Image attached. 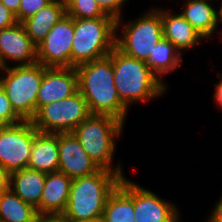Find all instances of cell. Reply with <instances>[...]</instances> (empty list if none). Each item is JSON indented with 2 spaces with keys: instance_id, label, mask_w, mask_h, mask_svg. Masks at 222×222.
<instances>
[{
  "instance_id": "1",
  "label": "cell",
  "mask_w": 222,
  "mask_h": 222,
  "mask_svg": "<svg viewBox=\"0 0 222 222\" xmlns=\"http://www.w3.org/2000/svg\"><path fill=\"white\" fill-rule=\"evenodd\" d=\"M77 86L87 103L90 114L109 115L124 124L128 108L118 96L112 65V51L109 55L75 67Z\"/></svg>"
},
{
  "instance_id": "2",
  "label": "cell",
  "mask_w": 222,
  "mask_h": 222,
  "mask_svg": "<svg viewBox=\"0 0 222 222\" xmlns=\"http://www.w3.org/2000/svg\"><path fill=\"white\" fill-rule=\"evenodd\" d=\"M112 65L118 96L128 109L134 103L148 102L167 93V83L151 71L146 61L128 56L116 46L112 50Z\"/></svg>"
},
{
  "instance_id": "3",
  "label": "cell",
  "mask_w": 222,
  "mask_h": 222,
  "mask_svg": "<svg viewBox=\"0 0 222 222\" xmlns=\"http://www.w3.org/2000/svg\"><path fill=\"white\" fill-rule=\"evenodd\" d=\"M121 179L119 174L107 169L72 179L69 200L62 216L68 222L102 218L106 201Z\"/></svg>"
},
{
  "instance_id": "4",
  "label": "cell",
  "mask_w": 222,
  "mask_h": 222,
  "mask_svg": "<svg viewBox=\"0 0 222 222\" xmlns=\"http://www.w3.org/2000/svg\"><path fill=\"white\" fill-rule=\"evenodd\" d=\"M123 129L124 123L114 117L90 114L73 130V134L100 169L116 172L123 178L122 164L113 162L116 140L122 136Z\"/></svg>"
},
{
  "instance_id": "5",
  "label": "cell",
  "mask_w": 222,
  "mask_h": 222,
  "mask_svg": "<svg viewBox=\"0 0 222 222\" xmlns=\"http://www.w3.org/2000/svg\"><path fill=\"white\" fill-rule=\"evenodd\" d=\"M116 20L113 17L74 18L71 67L103 58L115 47Z\"/></svg>"
},
{
  "instance_id": "6",
  "label": "cell",
  "mask_w": 222,
  "mask_h": 222,
  "mask_svg": "<svg viewBox=\"0 0 222 222\" xmlns=\"http://www.w3.org/2000/svg\"><path fill=\"white\" fill-rule=\"evenodd\" d=\"M44 72L45 66L38 62L0 69V85L12 108L23 120L31 121L37 113V94Z\"/></svg>"
},
{
  "instance_id": "7",
  "label": "cell",
  "mask_w": 222,
  "mask_h": 222,
  "mask_svg": "<svg viewBox=\"0 0 222 222\" xmlns=\"http://www.w3.org/2000/svg\"><path fill=\"white\" fill-rule=\"evenodd\" d=\"M122 19L116 20L115 46L128 56L147 61L154 45L163 39L161 8L153 7L128 22Z\"/></svg>"
},
{
  "instance_id": "8",
  "label": "cell",
  "mask_w": 222,
  "mask_h": 222,
  "mask_svg": "<svg viewBox=\"0 0 222 222\" xmlns=\"http://www.w3.org/2000/svg\"><path fill=\"white\" fill-rule=\"evenodd\" d=\"M87 103L77 90L60 101L43 105L31 120L42 133H67L73 130L88 116Z\"/></svg>"
},
{
  "instance_id": "9",
  "label": "cell",
  "mask_w": 222,
  "mask_h": 222,
  "mask_svg": "<svg viewBox=\"0 0 222 222\" xmlns=\"http://www.w3.org/2000/svg\"><path fill=\"white\" fill-rule=\"evenodd\" d=\"M35 127L32 121L23 120L0 130V165L10 173L28 168Z\"/></svg>"
},
{
  "instance_id": "10",
  "label": "cell",
  "mask_w": 222,
  "mask_h": 222,
  "mask_svg": "<svg viewBox=\"0 0 222 222\" xmlns=\"http://www.w3.org/2000/svg\"><path fill=\"white\" fill-rule=\"evenodd\" d=\"M74 18L65 14L36 46L37 62L45 67H71Z\"/></svg>"
},
{
  "instance_id": "11",
  "label": "cell",
  "mask_w": 222,
  "mask_h": 222,
  "mask_svg": "<svg viewBox=\"0 0 222 222\" xmlns=\"http://www.w3.org/2000/svg\"><path fill=\"white\" fill-rule=\"evenodd\" d=\"M14 65H30L37 62V48L27 35L24 25L17 22L0 30V69Z\"/></svg>"
},
{
  "instance_id": "12",
  "label": "cell",
  "mask_w": 222,
  "mask_h": 222,
  "mask_svg": "<svg viewBox=\"0 0 222 222\" xmlns=\"http://www.w3.org/2000/svg\"><path fill=\"white\" fill-rule=\"evenodd\" d=\"M59 169L71 179L89 176L100 170L73 132L58 133Z\"/></svg>"
},
{
  "instance_id": "13",
  "label": "cell",
  "mask_w": 222,
  "mask_h": 222,
  "mask_svg": "<svg viewBox=\"0 0 222 222\" xmlns=\"http://www.w3.org/2000/svg\"><path fill=\"white\" fill-rule=\"evenodd\" d=\"M174 202L162 199L134 181L135 222H182Z\"/></svg>"
},
{
  "instance_id": "14",
  "label": "cell",
  "mask_w": 222,
  "mask_h": 222,
  "mask_svg": "<svg viewBox=\"0 0 222 222\" xmlns=\"http://www.w3.org/2000/svg\"><path fill=\"white\" fill-rule=\"evenodd\" d=\"M78 90L75 67H45L37 94V111L45 104L60 101Z\"/></svg>"
},
{
  "instance_id": "15",
  "label": "cell",
  "mask_w": 222,
  "mask_h": 222,
  "mask_svg": "<svg viewBox=\"0 0 222 222\" xmlns=\"http://www.w3.org/2000/svg\"><path fill=\"white\" fill-rule=\"evenodd\" d=\"M71 183L72 179L61 171L46 174L37 214L62 216L69 200Z\"/></svg>"
},
{
  "instance_id": "16",
  "label": "cell",
  "mask_w": 222,
  "mask_h": 222,
  "mask_svg": "<svg viewBox=\"0 0 222 222\" xmlns=\"http://www.w3.org/2000/svg\"><path fill=\"white\" fill-rule=\"evenodd\" d=\"M165 9H161L163 38L171 42L181 55L203 41L201 34L179 12Z\"/></svg>"
},
{
  "instance_id": "17",
  "label": "cell",
  "mask_w": 222,
  "mask_h": 222,
  "mask_svg": "<svg viewBox=\"0 0 222 222\" xmlns=\"http://www.w3.org/2000/svg\"><path fill=\"white\" fill-rule=\"evenodd\" d=\"M103 222H135L134 180L125 176L109 195L102 214Z\"/></svg>"
},
{
  "instance_id": "18",
  "label": "cell",
  "mask_w": 222,
  "mask_h": 222,
  "mask_svg": "<svg viewBox=\"0 0 222 222\" xmlns=\"http://www.w3.org/2000/svg\"><path fill=\"white\" fill-rule=\"evenodd\" d=\"M28 168L46 174L58 171V133H42L35 128Z\"/></svg>"
},
{
  "instance_id": "19",
  "label": "cell",
  "mask_w": 222,
  "mask_h": 222,
  "mask_svg": "<svg viewBox=\"0 0 222 222\" xmlns=\"http://www.w3.org/2000/svg\"><path fill=\"white\" fill-rule=\"evenodd\" d=\"M183 1L185 2L180 14L205 40H209L216 32L220 33L221 38V31H217V8L211 4L212 0Z\"/></svg>"
},
{
  "instance_id": "20",
  "label": "cell",
  "mask_w": 222,
  "mask_h": 222,
  "mask_svg": "<svg viewBox=\"0 0 222 222\" xmlns=\"http://www.w3.org/2000/svg\"><path fill=\"white\" fill-rule=\"evenodd\" d=\"M65 14V0H53L33 16L24 20L22 24L31 41L37 46Z\"/></svg>"
},
{
  "instance_id": "21",
  "label": "cell",
  "mask_w": 222,
  "mask_h": 222,
  "mask_svg": "<svg viewBox=\"0 0 222 222\" xmlns=\"http://www.w3.org/2000/svg\"><path fill=\"white\" fill-rule=\"evenodd\" d=\"M46 173L23 168L10 173V189L35 209L40 205Z\"/></svg>"
},
{
  "instance_id": "22",
  "label": "cell",
  "mask_w": 222,
  "mask_h": 222,
  "mask_svg": "<svg viewBox=\"0 0 222 222\" xmlns=\"http://www.w3.org/2000/svg\"><path fill=\"white\" fill-rule=\"evenodd\" d=\"M182 58L183 56L175 46L163 38L154 45L146 63L151 68V71L163 82L164 75L167 76V74L177 70L180 65H183Z\"/></svg>"
},
{
  "instance_id": "23",
  "label": "cell",
  "mask_w": 222,
  "mask_h": 222,
  "mask_svg": "<svg viewBox=\"0 0 222 222\" xmlns=\"http://www.w3.org/2000/svg\"><path fill=\"white\" fill-rule=\"evenodd\" d=\"M37 216L36 209L11 189L0 193L1 222H34Z\"/></svg>"
},
{
  "instance_id": "24",
  "label": "cell",
  "mask_w": 222,
  "mask_h": 222,
  "mask_svg": "<svg viewBox=\"0 0 222 222\" xmlns=\"http://www.w3.org/2000/svg\"><path fill=\"white\" fill-rule=\"evenodd\" d=\"M66 14L78 19L111 17L106 15L96 0H65Z\"/></svg>"
},
{
  "instance_id": "25",
  "label": "cell",
  "mask_w": 222,
  "mask_h": 222,
  "mask_svg": "<svg viewBox=\"0 0 222 222\" xmlns=\"http://www.w3.org/2000/svg\"><path fill=\"white\" fill-rule=\"evenodd\" d=\"M22 121L23 119L14 111L5 90L0 85V130Z\"/></svg>"
},
{
  "instance_id": "26",
  "label": "cell",
  "mask_w": 222,
  "mask_h": 222,
  "mask_svg": "<svg viewBox=\"0 0 222 222\" xmlns=\"http://www.w3.org/2000/svg\"><path fill=\"white\" fill-rule=\"evenodd\" d=\"M52 1L53 0H20L19 10L15 15L17 21L22 23Z\"/></svg>"
},
{
  "instance_id": "27",
  "label": "cell",
  "mask_w": 222,
  "mask_h": 222,
  "mask_svg": "<svg viewBox=\"0 0 222 222\" xmlns=\"http://www.w3.org/2000/svg\"><path fill=\"white\" fill-rule=\"evenodd\" d=\"M129 0H96L102 11L115 20L122 18V8Z\"/></svg>"
},
{
  "instance_id": "28",
  "label": "cell",
  "mask_w": 222,
  "mask_h": 222,
  "mask_svg": "<svg viewBox=\"0 0 222 222\" xmlns=\"http://www.w3.org/2000/svg\"><path fill=\"white\" fill-rule=\"evenodd\" d=\"M17 22L15 14L0 1V30L11 27Z\"/></svg>"
},
{
  "instance_id": "29",
  "label": "cell",
  "mask_w": 222,
  "mask_h": 222,
  "mask_svg": "<svg viewBox=\"0 0 222 222\" xmlns=\"http://www.w3.org/2000/svg\"><path fill=\"white\" fill-rule=\"evenodd\" d=\"M222 195V194H221ZM215 207L211 210L210 215H208L207 222H222V196L217 200Z\"/></svg>"
},
{
  "instance_id": "30",
  "label": "cell",
  "mask_w": 222,
  "mask_h": 222,
  "mask_svg": "<svg viewBox=\"0 0 222 222\" xmlns=\"http://www.w3.org/2000/svg\"><path fill=\"white\" fill-rule=\"evenodd\" d=\"M10 189V172L0 165V193Z\"/></svg>"
},
{
  "instance_id": "31",
  "label": "cell",
  "mask_w": 222,
  "mask_h": 222,
  "mask_svg": "<svg viewBox=\"0 0 222 222\" xmlns=\"http://www.w3.org/2000/svg\"><path fill=\"white\" fill-rule=\"evenodd\" d=\"M219 79V83L215 84V93L213 95V100H215L216 106L218 105V108L222 110V73L217 75Z\"/></svg>"
},
{
  "instance_id": "32",
  "label": "cell",
  "mask_w": 222,
  "mask_h": 222,
  "mask_svg": "<svg viewBox=\"0 0 222 222\" xmlns=\"http://www.w3.org/2000/svg\"><path fill=\"white\" fill-rule=\"evenodd\" d=\"M34 222H68L63 216L38 215Z\"/></svg>"
},
{
  "instance_id": "33",
  "label": "cell",
  "mask_w": 222,
  "mask_h": 222,
  "mask_svg": "<svg viewBox=\"0 0 222 222\" xmlns=\"http://www.w3.org/2000/svg\"><path fill=\"white\" fill-rule=\"evenodd\" d=\"M13 14H17L20 6V0H0Z\"/></svg>"
},
{
  "instance_id": "34",
  "label": "cell",
  "mask_w": 222,
  "mask_h": 222,
  "mask_svg": "<svg viewBox=\"0 0 222 222\" xmlns=\"http://www.w3.org/2000/svg\"><path fill=\"white\" fill-rule=\"evenodd\" d=\"M221 2H222V0H221ZM221 5H220V7H219V9L217 10V24H218V26L220 25V23H222V3H220ZM220 31H221V40H222V29H221V27H220Z\"/></svg>"
},
{
  "instance_id": "35",
  "label": "cell",
  "mask_w": 222,
  "mask_h": 222,
  "mask_svg": "<svg viewBox=\"0 0 222 222\" xmlns=\"http://www.w3.org/2000/svg\"><path fill=\"white\" fill-rule=\"evenodd\" d=\"M81 222H103L102 218H99L97 220H92V221H81Z\"/></svg>"
}]
</instances>
